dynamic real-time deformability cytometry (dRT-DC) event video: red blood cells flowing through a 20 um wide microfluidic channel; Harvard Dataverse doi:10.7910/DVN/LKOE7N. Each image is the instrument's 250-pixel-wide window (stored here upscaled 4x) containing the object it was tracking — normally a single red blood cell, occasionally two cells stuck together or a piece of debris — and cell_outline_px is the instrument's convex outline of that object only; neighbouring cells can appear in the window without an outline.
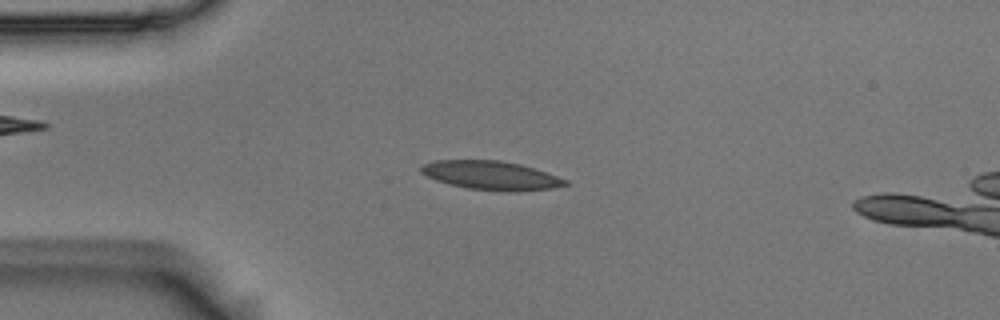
{"species": "Egyptian fruit bat (a non-hibernating species)", "species_latin": "Rousettus aegyptiacus", "temperature_condition": "room temperature", "stored_images_in_passage": 5, "camera_frame_rate_fps": 3000, "um_per_image_px": 0.085, "animal": {"sex": "male"}, "frame": {"image": 1, "passage_image": 3, "time_ms": 0.667, "image_size_px": [1000, 320], "cell_outline_px": [[568, 184], [552, 188], [516, 192], [504, 192], [468, 188], [436, 180], [420, 172], [420, 168], [424, 164], [436, 160], [500, 160], [520, 164], [568, 180]], "centroid_in_image_um": [41.75, 14.91], "position_along_channel_um": 43.3, "area_um2": 23.99}}
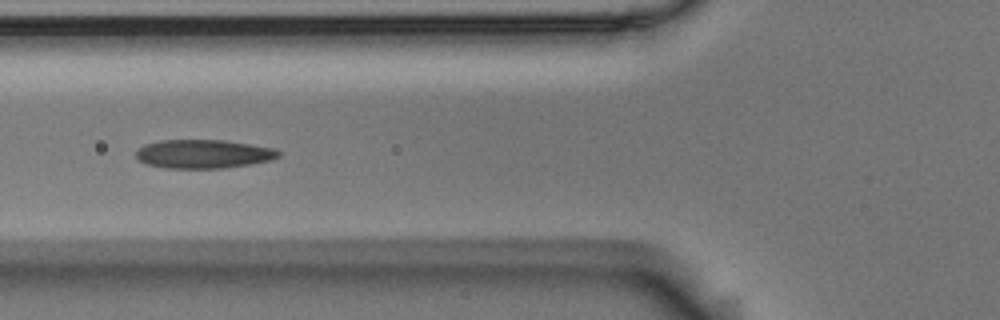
{"frame": {"image": 2, "passage_image": 5, "time_ms": 1.333, "image_size_px": [1000, 320], "cell_outline_px": [[280, 156], [272, 160], [224, 168], [164, 168], [148, 164], [140, 160], [136, 156], [136, 152], [144, 144], [160, 140], [224, 140], [252, 144], [272, 148], [280, 152]], "centroid_in_image_um": [17.3, 13.08], "position_along_channel_um": 108.5, "area_um2": 23.76}}